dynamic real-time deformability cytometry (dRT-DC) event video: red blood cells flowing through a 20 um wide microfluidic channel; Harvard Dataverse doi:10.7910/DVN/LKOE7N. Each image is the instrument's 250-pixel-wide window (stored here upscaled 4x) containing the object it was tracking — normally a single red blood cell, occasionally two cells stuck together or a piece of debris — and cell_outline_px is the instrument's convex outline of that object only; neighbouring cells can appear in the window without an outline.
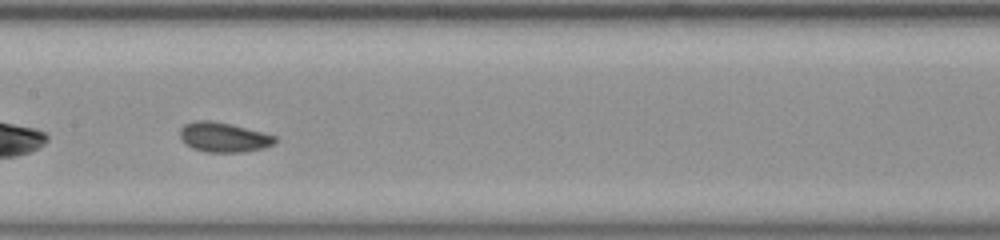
{"species": "common noctule bat (a hibernating species)", "species_latin": "Nyctalus noctula", "temperature_condition": "room temperature", "stored_images_in_passage": 35, "camera_frame_rate_fps": 3000, "um_per_image_px": 0.085, "animal": {"sex": "female", "body_mass_g": 23.0, "forearm_length_mm": 53.4}, "frame": {"image": 1, "passage_image": 11, "time_ms": 3.333, "image_size_px": [1000, 240], "cell_outline_px": [[276, 140], [272, 144], [264, 148], [240, 152], [204, 152], [192, 148], [184, 144], [180, 140], [180, 128], [184, 124], [196, 120], [212, 120], [232, 124], [276, 136]], "centroid_in_image_um": [18.94, 11.66], "position_along_channel_um": 188.5, "area_um2": 16.59}}
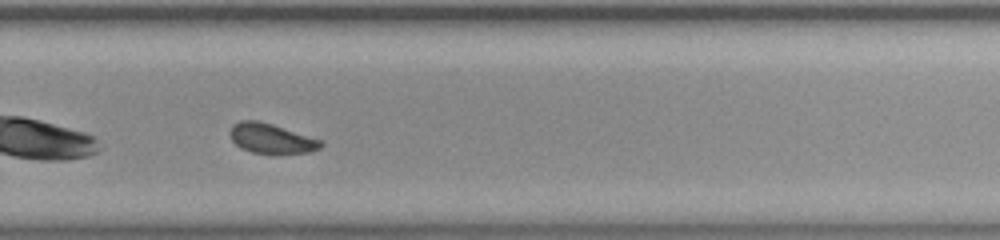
{"frame": {"image": 2, "passage_image": 20, "time_ms": 6.333, "image_size_px": [1000, 240], "cell_outline_px": [[324, 144], [320, 148], [308, 152], [252, 152], [240, 148], [232, 140], [228, 132], [232, 124], [240, 120], [260, 120], [324, 140]], "centroid_in_image_um": [23.04, 11.73], "position_along_channel_um": 306.8, "area_um2": 15.78}, "authors_computed_cell_mechanics": {"area_um2": 16.184, "velocity_mm_per_s": 3.9603, "shape_relaxation_time_tau1_ms": 1.9371, "shape_relaxation_time_tau2_ms": 2.4291, "deformation_change_tau1": 0.074, "deformation_change_tau2": 0.0559}}